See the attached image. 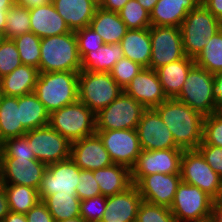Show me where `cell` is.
<instances>
[{"instance_id": "cell-1", "label": "cell", "mask_w": 222, "mask_h": 222, "mask_svg": "<svg viewBox=\"0 0 222 222\" xmlns=\"http://www.w3.org/2000/svg\"><path fill=\"white\" fill-rule=\"evenodd\" d=\"M169 128L175 145L182 150H194L203 141L204 116L175 98H168L154 108Z\"/></svg>"}, {"instance_id": "cell-2", "label": "cell", "mask_w": 222, "mask_h": 222, "mask_svg": "<svg viewBox=\"0 0 222 222\" xmlns=\"http://www.w3.org/2000/svg\"><path fill=\"white\" fill-rule=\"evenodd\" d=\"M38 70L40 73L81 71L75 32L41 38Z\"/></svg>"}, {"instance_id": "cell-3", "label": "cell", "mask_w": 222, "mask_h": 222, "mask_svg": "<svg viewBox=\"0 0 222 222\" xmlns=\"http://www.w3.org/2000/svg\"><path fill=\"white\" fill-rule=\"evenodd\" d=\"M79 72L39 73L34 93L51 113L78 101Z\"/></svg>"}, {"instance_id": "cell-4", "label": "cell", "mask_w": 222, "mask_h": 222, "mask_svg": "<svg viewBox=\"0 0 222 222\" xmlns=\"http://www.w3.org/2000/svg\"><path fill=\"white\" fill-rule=\"evenodd\" d=\"M96 114L79 100L50 113L49 126L70 143L96 134Z\"/></svg>"}, {"instance_id": "cell-5", "label": "cell", "mask_w": 222, "mask_h": 222, "mask_svg": "<svg viewBox=\"0 0 222 222\" xmlns=\"http://www.w3.org/2000/svg\"><path fill=\"white\" fill-rule=\"evenodd\" d=\"M180 29L185 55L195 58L209 39L222 29V21L200 4L187 14Z\"/></svg>"}, {"instance_id": "cell-6", "label": "cell", "mask_w": 222, "mask_h": 222, "mask_svg": "<svg viewBox=\"0 0 222 222\" xmlns=\"http://www.w3.org/2000/svg\"><path fill=\"white\" fill-rule=\"evenodd\" d=\"M203 116L215 112L214 74L194 64L175 98Z\"/></svg>"}, {"instance_id": "cell-7", "label": "cell", "mask_w": 222, "mask_h": 222, "mask_svg": "<svg viewBox=\"0 0 222 222\" xmlns=\"http://www.w3.org/2000/svg\"><path fill=\"white\" fill-rule=\"evenodd\" d=\"M123 91L109 73L79 72L78 100L95 114L110 105Z\"/></svg>"}, {"instance_id": "cell-8", "label": "cell", "mask_w": 222, "mask_h": 222, "mask_svg": "<svg viewBox=\"0 0 222 222\" xmlns=\"http://www.w3.org/2000/svg\"><path fill=\"white\" fill-rule=\"evenodd\" d=\"M213 199L196 186L181 181L170 211L176 222H201L211 218Z\"/></svg>"}, {"instance_id": "cell-9", "label": "cell", "mask_w": 222, "mask_h": 222, "mask_svg": "<svg viewBox=\"0 0 222 222\" xmlns=\"http://www.w3.org/2000/svg\"><path fill=\"white\" fill-rule=\"evenodd\" d=\"M145 109L123 91L96 113V131L136 129Z\"/></svg>"}, {"instance_id": "cell-10", "label": "cell", "mask_w": 222, "mask_h": 222, "mask_svg": "<svg viewBox=\"0 0 222 222\" xmlns=\"http://www.w3.org/2000/svg\"><path fill=\"white\" fill-rule=\"evenodd\" d=\"M149 30L151 39V69L157 70L186 56L183 50L180 27L150 26Z\"/></svg>"}, {"instance_id": "cell-11", "label": "cell", "mask_w": 222, "mask_h": 222, "mask_svg": "<svg viewBox=\"0 0 222 222\" xmlns=\"http://www.w3.org/2000/svg\"><path fill=\"white\" fill-rule=\"evenodd\" d=\"M29 141L36 160L46 165L70 158L71 143L49 125L28 130Z\"/></svg>"}, {"instance_id": "cell-12", "label": "cell", "mask_w": 222, "mask_h": 222, "mask_svg": "<svg viewBox=\"0 0 222 222\" xmlns=\"http://www.w3.org/2000/svg\"><path fill=\"white\" fill-rule=\"evenodd\" d=\"M182 149L141 150L131 169V180L137 184L144 176L154 173H180Z\"/></svg>"}, {"instance_id": "cell-13", "label": "cell", "mask_w": 222, "mask_h": 222, "mask_svg": "<svg viewBox=\"0 0 222 222\" xmlns=\"http://www.w3.org/2000/svg\"><path fill=\"white\" fill-rule=\"evenodd\" d=\"M180 175L181 181L198 187L212 198L217 194L222 180L197 149L183 151Z\"/></svg>"}, {"instance_id": "cell-14", "label": "cell", "mask_w": 222, "mask_h": 222, "mask_svg": "<svg viewBox=\"0 0 222 222\" xmlns=\"http://www.w3.org/2000/svg\"><path fill=\"white\" fill-rule=\"evenodd\" d=\"M114 164L130 170L141 152L136 129L96 131Z\"/></svg>"}, {"instance_id": "cell-15", "label": "cell", "mask_w": 222, "mask_h": 222, "mask_svg": "<svg viewBox=\"0 0 222 222\" xmlns=\"http://www.w3.org/2000/svg\"><path fill=\"white\" fill-rule=\"evenodd\" d=\"M79 176L80 168L71 158L47 165L38 190L40 200L57 192L76 194Z\"/></svg>"}, {"instance_id": "cell-16", "label": "cell", "mask_w": 222, "mask_h": 222, "mask_svg": "<svg viewBox=\"0 0 222 222\" xmlns=\"http://www.w3.org/2000/svg\"><path fill=\"white\" fill-rule=\"evenodd\" d=\"M1 183L40 188L43 174L47 169L45 163L36 158H0Z\"/></svg>"}, {"instance_id": "cell-17", "label": "cell", "mask_w": 222, "mask_h": 222, "mask_svg": "<svg viewBox=\"0 0 222 222\" xmlns=\"http://www.w3.org/2000/svg\"><path fill=\"white\" fill-rule=\"evenodd\" d=\"M136 131L142 150L178 148L172 133L154 108L144 110Z\"/></svg>"}, {"instance_id": "cell-18", "label": "cell", "mask_w": 222, "mask_h": 222, "mask_svg": "<svg viewBox=\"0 0 222 222\" xmlns=\"http://www.w3.org/2000/svg\"><path fill=\"white\" fill-rule=\"evenodd\" d=\"M180 182V173H154L144 176L136 186L143 201L170 208Z\"/></svg>"}, {"instance_id": "cell-19", "label": "cell", "mask_w": 222, "mask_h": 222, "mask_svg": "<svg viewBox=\"0 0 222 222\" xmlns=\"http://www.w3.org/2000/svg\"><path fill=\"white\" fill-rule=\"evenodd\" d=\"M124 92L146 109L155 108L168 99L156 70L151 68H143L124 88Z\"/></svg>"}, {"instance_id": "cell-20", "label": "cell", "mask_w": 222, "mask_h": 222, "mask_svg": "<svg viewBox=\"0 0 222 222\" xmlns=\"http://www.w3.org/2000/svg\"><path fill=\"white\" fill-rule=\"evenodd\" d=\"M70 158L80 169L91 171L113 164L97 134L72 142Z\"/></svg>"}, {"instance_id": "cell-21", "label": "cell", "mask_w": 222, "mask_h": 222, "mask_svg": "<svg viewBox=\"0 0 222 222\" xmlns=\"http://www.w3.org/2000/svg\"><path fill=\"white\" fill-rule=\"evenodd\" d=\"M142 201L135 184L122 193L106 197L101 222H136L137 211Z\"/></svg>"}, {"instance_id": "cell-22", "label": "cell", "mask_w": 222, "mask_h": 222, "mask_svg": "<svg viewBox=\"0 0 222 222\" xmlns=\"http://www.w3.org/2000/svg\"><path fill=\"white\" fill-rule=\"evenodd\" d=\"M52 3L73 32L89 26L99 7L96 0H52Z\"/></svg>"}, {"instance_id": "cell-23", "label": "cell", "mask_w": 222, "mask_h": 222, "mask_svg": "<svg viewBox=\"0 0 222 222\" xmlns=\"http://www.w3.org/2000/svg\"><path fill=\"white\" fill-rule=\"evenodd\" d=\"M200 4L201 0H158L150 13L151 26L180 27L187 14Z\"/></svg>"}, {"instance_id": "cell-24", "label": "cell", "mask_w": 222, "mask_h": 222, "mask_svg": "<svg viewBox=\"0 0 222 222\" xmlns=\"http://www.w3.org/2000/svg\"><path fill=\"white\" fill-rule=\"evenodd\" d=\"M30 29L40 38L63 35L71 32L53 3L29 10Z\"/></svg>"}, {"instance_id": "cell-25", "label": "cell", "mask_w": 222, "mask_h": 222, "mask_svg": "<svg viewBox=\"0 0 222 222\" xmlns=\"http://www.w3.org/2000/svg\"><path fill=\"white\" fill-rule=\"evenodd\" d=\"M39 70L28 65H20L10 74L0 79V93L19 97L34 92Z\"/></svg>"}, {"instance_id": "cell-26", "label": "cell", "mask_w": 222, "mask_h": 222, "mask_svg": "<svg viewBox=\"0 0 222 222\" xmlns=\"http://www.w3.org/2000/svg\"><path fill=\"white\" fill-rule=\"evenodd\" d=\"M120 44L125 58L144 68H150L151 39L149 28L128 29Z\"/></svg>"}, {"instance_id": "cell-27", "label": "cell", "mask_w": 222, "mask_h": 222, "mask_svg": "<svg viewBox=\"0 0 222 222\" xmlns=\"http://www.w3.org/2000/svg\"><path fill=\"white\" fill-rule=\"evenodd\" d=\"M101 195L105 197L122 193L130 188L133 183L131 180V170L125 166L112 164L105 168L93 171Z\"/></svg>"}, {"instance_id": "cell-28", "label": "cell", "mask_w": 222, "mask_h": 222, "mask_svg": "<svg viewBox=\"0 0 222 222\" xmlns=\"http://www.w3.org/2000/svg\"><path fill=\"white\" fill-rule=\"evenodd\" d=\"M194 64V58L185 56L156 70L167 98H176L179 95L186 76Z\"/></svg>"}, {"instance_id": "cell-29", "label": "cell", "mask_w": 222, "mask_h": 222, "mask_svg": "<svg viewBox=\"0 0 222 222\" xmlns=\"http://www.w3.org/2000/svg\"><path fill=\"white\" fill-rule=\"evenodd\" d=\"M89 26L101 36L104 44L120 43L128 30L118 12L107 11L100 6Z\"/></svg>"}, {"instance_id": "cell-30", "label": "cell", "mask_w": 222, "mask_h": 222, "mask_svg": "<svg viewBox=\"0 0 222 222\" xmlns=\"http://www.w3.org/2000/svg\"><path fill=\"white\" fill-rule=\"evenodd\" d=\"M123 57L120 43L103 44L96 51H89L81 58V70L110 73L114 64Z\"/></svg>"}, {"instance_id": "cell-31", "label": "cell", "mask_w": 222, "mask_h": 222, "mask_svg": "<svg viewBox=\"0 0 222 222\" xmlns=\"http://www.w3.org/2000/svg\"><path fill=\"white\" fill-rule=\"evenodd\" d=\"M27 130L20 123L18 97L1 94L0 144L6 139L23 136Z\"/></svg>"}, {"instance_id": "cell-32", "label": "cell", "mask_w": 222, "mask_h": 222, "mask_svg": "<svg viewBox=\"0 0 222 222\" xmlns=\"http://www.w3.org/2000/svg\"><path fill=\"white\" fill-rule=\"evenodd\" d=\"M20 123L28 131L49 124L50 113L34 92L18 97Z\"/></svg>"}, {"instance_id": "cell-33", "label": "cell", "mask_w": 222, "mask_h": 222, "mask_svg": "<svg viewBox=\"0 0 222 222\" xmlns=\"http://www.w3.org/2000/svg\"><path fill=\"white\" fill-rule=\"evenodd\" d=\"M48 208L54 221L80 216V199L76 194H52L41 200Z\"/></svg>"}, {"instance_id": "cell-34", "label": "cell", "mask_w": 222, "mask_h": 222, "mask_svg": "<svg viewBox=\"0 0 222 222\" xmlns=\"http://www.w3.org/2000/svg\"><path fill=\"white\" fill-rule=\"evenodd\" d=\"M8 199L9 211L26 214L39 201L38 189L15 184H2Z\"/></svg>"}, {"instance_id": "cell-35", "label": "cell", "mask_w": 222, "mask_h": 222, "mask_svg": "<svg viewBox=\"0 0 222 222\" xmlns=\"http://www.w3.org/2000/svg\"><path fill=\"white\" fill-rule=\"evenodd\" d=\"M194 61L212 74L222 72V29L209 39Z\"/></svg>"}, {"instance_id": "cell-36", "label": "cell", "mask_w": 222, "mask_h": 222, "mask_svg": "<svg viewBox=\"0 0 222 222\" xmlns=\"http://www.w3.org/2000/svg\"><path fill=\"white\" fill-rule=\"evenodd\" d=\"M30 31L29 9L15 3L7 11L4 39H13Z\"/></svg>"}, {"instance_id": "cell-37", "label": "cell", "mask_w": 222, "mask_h": 222, "mask_svg": "<svg viewBox=\"0 0 222 222\" xmlns=\"http://www.w3.org/2000/svg\"><path fill=\"white\" fill-rule=\"evenodd\" d=\"M23 65L39 68L41 38L33 32L13 38Z\"/></svg>"}, {"instance_id": "cell-38", "label": "cell", "mask_w": 222, "mask_h": 222, "mask_svg": "<svg viewBox=\"0 0 222 222\" xmlns=\"http://www.w3.org/2000/svg\"><path fill=\"white\" fill-rule=\"evenodd\" d=\"M118 14L127 29H145L151 26L150 13L137 0H129Z\"/></svg>"}, {"instance_id": "cell-39", "label": "cell", "mask_w": 222, "mask_h": 222, "mask_svg": "<svg viewBox=\"0 0 222 222\" xmlns=\"http://www.w3.org/2000/svg\"><path fill=\"white\" fill-rule=\"evenodd\" d=\"M32 150L24 135L9 138L0 144V158H35Z\"/></svg>"}, {"instance_id": "cell-40", "label": "cell", "mask_w": 222, "mask_h": 222, "mask_svg": "<svg viewBox=\"0 0 222 222\" xmlns=\"http://www.w3.org/2000/svg\"><path fill=\"white\" fill-rule=\"evenodd\" d=\"M136 222H176L170 208L142 201L137 211Z\"/></svg>"}, {"instance_id": "cell-41", "label": "cell", "mask_w": 222, "mask_h": 222, "mask_svg": "<svg viewBox=\"0 0 222 222\" xmlns=\"http://www.w3.org/2000/svg\"><path fill=\"white\" fill-rule=\"evenodd\" d=\"M22 65L17 46L13 39L0 43V79Z\"/></svg>"}, {"instance_id": "cell-42", "label": "cell", "mask_w": 222, "mask_h": 222, "mask_svg": "<svg viewBox=\"0 0 222 222\" xmlns=\"http://www.w3.org/2000/svg\"><path fill=\"white\" fill-rule=\"evenodd\" d=\"M143 68L140 64L123 57L114 64L109 74L124 89Z\"/></svg>"}, {"instance_id": "cell-43", "label": "cell", "mask_w": 222, "mask_h": 222, "mask_svg": "<svg viewBox=\"0 0 222 222\" xmlns=\"http://www.w3.org/2000/svg\"><path fill=\"white\" fill-rule=\"evenodd\" d=\"M201 144H209L222 147V112H214L204 116L203 141Z\"/></svg>"}, {"instance_id": "cell-44", "label": "cell", "mask_w": 222, "mask_h": 222, "mask_svg": "<svg viewBox=\"0 0 222 222\" xmlns=\"http://www.w3.org/2000/svg\"><path fill=\"white\" fill-rule=\"evenodd\" d=\"M106 206V197L98 195L80 201V216L85 222H101Z\"/></svg>"}, {"instance_id": "cell-45", "label": "cell", "mask_w": 222, "mask_h": 222, "mask_svg": "<svg viewBox=\"0 0 222 222\" xmlns=\"http://www.w3.org/2000/svg\"><path fill=\"white\" fill-rule=\"evenodd\" d=\"M77 38L78 52L82 58L89 51H96L104 44L101 36L90 26L75 31Z\"/></svg>"}, {"instance_id": "cell-46", "label": "cell", "mask_w": 222, "mask_h": 222, "mask_svg": "<svg viewBox=\"0 0 222 222\" xmlns=\"http://www.w3.org/2000/svg\"><path fill=\"white\" fill-rule=\"evenodd\" d=\"M76 195L80 200H86L101 195L100 187L94 178L93 171L80 169Z\"/></svg>"}, {"instance_id": "cell-47", "label": "cell", "mask_w": 222, "mask_h": 222, "mask_svg": "<svg viewBox=\"0 0 222 222\" xmlns=\"http://www.w3.org/2000/svg\"><path fill=\"white\" fill-rule=\"evenodd\" d=\"M197 150L209 166L222 178V147L200 144Z\"/></svg>"}, {"instance_id": "cell-48", "label": "cell", "mask_w": 222, "mask_h": 222, "mask_svg": "<svg viewBox=\"0 0 222 222\" xmlns=\"http://www.w3.org/2000/svg\"><path fill=\"white\" fill-rule=\"evenodd\" d=\"M25 215L28 222H55L48 208L41 200Z\"/></svg>"}, {"instance_id": "cell-49", "label": "cell", "mask_w": 222, "mask_h": 222, "mask_svg": "<svg viewBox=\"0 0 222 222\" xmlns=\"http://www.w3.org/2000/svg\"><path fill=\"white\" fill-rule=\"evenodd\" d=\"M215 112H222V72L214 74Z\"/></svg>"}, {"instance_id": "cell-50", "label": "cell", "mask_w": 222, "mask_h": 222, "mask_svg": "<svg viewBox=\"0 0 222 222\" xmlns=\"http://www.w3.org/2000/svg\"><path fill=\"white\" fill-rule=\"evenodd\" d=\"M201 4L222 21V0H201Z\"/></svg>"}, {"instance_id": "cell-51", "label": "cell", "mask_w": 222, "mask_h": 222, "mask_svg": "<svg viewBox=\"0 0 222 222\" xmlns=\"http://www.w3.org/2000/svg\"><path fill=\"white\" fill-rule=\"evenodd\" d=\"M129 0H101L99 6L107 11L118 12Z\"/></svg>"}, {"instance_id": "cell-52", "label": "cell", "mask_w": 222, "mask_h": 222, "mask_svg": "<svg viewBox=\"0 0 222 222\" xmlns=\"http://www.w3.org/2000/svg\"><path fill=\"white\" fill-rule=\"evenodd\" d=\"M52 0H15L17 5H21L27 9H33L51 3Z\"/></svg>"}, {"instance_id": "cell-53", "label": "cell", "mask_w": 222, "mask_h": 222, "mask_svg": "<svg viewBox=\"0 0 222 222\" xmlns=\"http://www.w3.org/2000/svg\"><path fill=\"white\" fill-rule=\"evenodd\" d=\"M9 213L8 199L3 187L0 188V222H3L4 217Z\"/></svg>"}, {"instance_id": "cell-54", "label": "cell", "mask_w": 222, "mask_h": 222, "mask_svg": "<svg viewBox=\"0 0 222 222\" xmlns=\"http://www.w3.org/2000/svg\"><path fill=\"white\" fill-rule=\"evenodd\" d=\"M3 222H28V221L25 214L9 211V213L4 217Z\"/></svg>"}, {"instance_id": "cell-55", "label": "cell", "mask_w": 222, "mask_h": 222, "mask_svg": "<svg viewBox=\"0 0 222 222\" xmlns=\"http://www.w3.org/2000/svg\"><path fill=\"white\" fill-rule=\"evenodd\" d=\"M212 199H213L212 208H222V180L220 186L218 187L217 194Z\"/></svg>"}, {"instance_id": "cell-56", "label": "cell", "mask_w": 222, "mask_h": 222, "mask_svg": "<svg viewBox=\"0 0 222 222\" xmlns=\"http://www.w3.org/2000/svg\"><path fill=\"white\" fill-rule=\"evenodd\" d=\"M141 6L144 7L149 13L153 11L154 6L158 2V0H137Z\"/></svg>"}, {"instance_id": "cell-57", "label": "cell", "mask_w": 222, "mask_h": 222, "mask_svg": "<svg viewBox=\"0 0 222 222\" xmlns=\"http://www.w3.org/2000/svg\"><path fill=\"white\" fill-rule=\"evenodd\" d=\"M9 9H0V31L4 33L7 19V11Z\"/></svg>"}, {"instance_id": "cell-58", "label": "cell", "mask_w": 222, "mask_h": 222, "mask_svg": "<svg viewBox=\"0 0 222 222\" xmlns=\"http://www.w3.org/2000/svg\"><path fill=\"white\" fill-rule=\"evenodd\" d=\"M211 219L214 222H222V208H212Z\"/></svg>"}, {"instance_id": "cell-59", "label": "cell", "mask_w": 222, "mask_h": 222, "mask_svg": "<svg viewBox=\"0 0 222 222\" xmlns=\"http://www.w3.org/2000/svg\"><path fill=\"white\" fill-rule=\"evenodd\" d=\"M15 4V0H0V9H10Z\"/></svg>"}, {"instance_id": "cell-60", "label": "cell", "mask_w": 222, "mask_h": 222, "mask_svg": "<svg viewBox=\"0 0 222 222\" xmlns=\"http://www.w3.org/2000/svg\"><path fill=\"white\" fill-rule=\"evenodd\" d=\"M56 222H85V220L81 216H77L75 218L66 219L62 221H56Z\"/></svg>"}, {"instance_id": "cell-61", "label": "cell", "mask_w": 222, "mask_h": 222, "mask_svg": "<svg viewBox=\"0 0 222 222\" xmlns=\"http://www.w3.org/2000/svg\"><path fill=\"white\" fill-rule=\"evenodd\" d=\"M4 40L3 33L0 31V43Z\"/></svg>"}, {"instance_id": "cell-62", "label": "cell", "mask_w": 222, "mask_h": 222, "mask_svg": "<svg viewBox=\"0 0 222 222\" xmlns=\"http://www.w3.org/2000/svg\"><path fill=\"white\" fill-rule=\"evenodd\" d=\"M2 187V183H1V165H0V188Z\"/></svg>"}, {"instance_id": "cell-63", "label": "cell", "mask_w": 222, "mask_h": 222, "mask_svg": "<svg viewBox=\"0 0 222 222\" xmlns=\"http://www.w3.org/2000/svg\"><path fill=\"white\" fill-rule=\"evenodd\" d=\"M201 222H214L211 218L205 221H201Z\"/></svg>"}]
</instances>
